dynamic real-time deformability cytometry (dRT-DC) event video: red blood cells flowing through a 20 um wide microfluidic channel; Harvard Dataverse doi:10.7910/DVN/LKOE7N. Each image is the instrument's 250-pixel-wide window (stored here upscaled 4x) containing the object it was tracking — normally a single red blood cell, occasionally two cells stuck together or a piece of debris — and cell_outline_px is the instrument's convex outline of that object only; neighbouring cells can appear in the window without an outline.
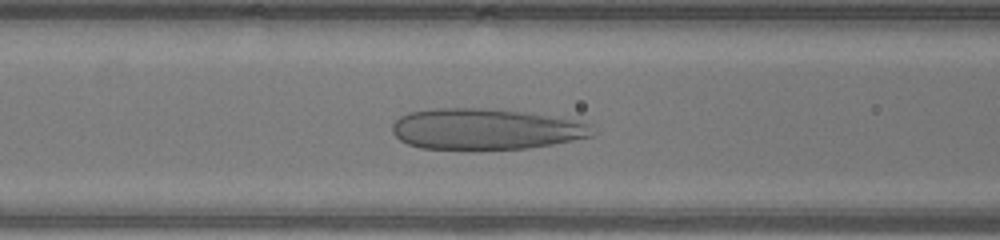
{"species": "human", "species_latin": "Homo sapiens", "temperature_condition": "warm", "stored_images_in_passage": 44, "camera_frame_rate_fps": 3000, "um_per_image_px": 0.085, "donor": {"sex": "male"}, "frame": {"image": 1, "passage_image": 16, "time_ms": 5.0, "image_size_px": [1000, 240], "cell_outline_px": [[596, 132], [592, 136], [552, 144], [528, 148], [420, 148], [408, 144], [400, 140], [392, 132], [392, 124], [400, 116], [408, 112], [436, 108], [480, 108], [524, 112], [568, 120], [588, 124]], "centroid_in_image_um": [41.2, 10.96], "position_along_channel_um": 125.4, "area_um2": 46.88}}
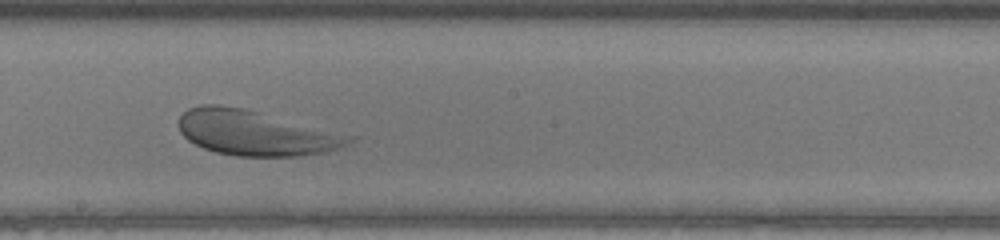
{"frame": {"image": 2, "passage_image": 23, "time_ms": 7.333, "image_size_px": [1000, 240], "cell_outline_px": [[360, 136], [356, 140], [348, 144], [324, 152], [296, 156], [236, 156], [216, 152], [204, 148], [188, 140], [180, 132], [180, 116], [188, 108], [200, 104], [220, 104], [244, 108]], "centroid_in_image_um": [21.78, 11.28], "position_along_channel_um": 226.4, "area_um2": 45.08}}
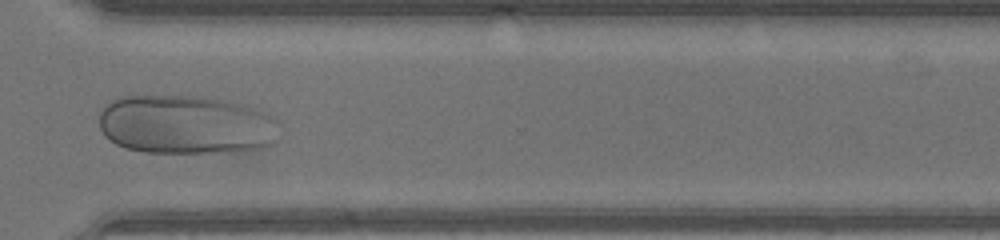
{"frame": {"image": 3, "passage_image": 32, "time_ms": 10.333, "image_size_px": [1000, 240], "cell_outline_px": [[276, 140], [272, 144], [260, 148], [208, 152], [144, 152], [124, 148], [108, 140], [104, 136], [100, 128], [100, 108], [104, 104], [120, 96], [204, 96], [244, 104], [268, 116]], "centroid_in_image_um": [15.63, 10.58], "position_along_channel_um": 355.0, "area_um2": 61.27}}